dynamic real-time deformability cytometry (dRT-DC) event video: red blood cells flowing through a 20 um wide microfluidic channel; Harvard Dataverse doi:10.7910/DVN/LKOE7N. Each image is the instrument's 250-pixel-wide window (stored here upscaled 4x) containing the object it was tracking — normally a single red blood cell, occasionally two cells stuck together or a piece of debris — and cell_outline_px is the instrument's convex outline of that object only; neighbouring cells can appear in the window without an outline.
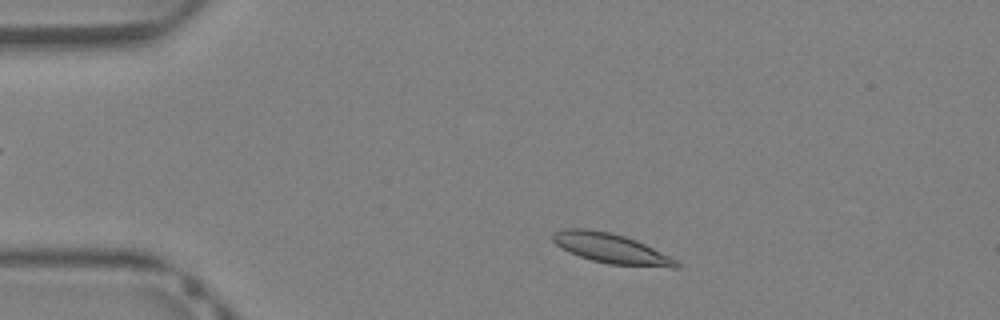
{"species": "Egyptian fruit bat (a non-hibernating species)", "species_latin": "Rousettus aegyptiacus", "temperature_condition": "warm", "stored_images_in_passage": 33, "camera_frame_rate_fps": 3000, "um_per_image_px": 0.085, "animal": {"sex": "female"}, "frame": {"image": 1, "passage_image": 4, "time_ms": 1.0, "image_size_px": [1000, 320], "cell_outline_px": [[680, 268], [672, 268], [608, 264], [592, 260], [568, 252], [556, 244], [552, 240], [552, 232], [564, 228], [588, 228], [608, 232], [624, 236], [636, 240], [676, 260], [680, 264]], "centroid_in_image_um": [51.9, 21.11], "position_along_channel_um": 33.1, "area_um2": 21.44}}
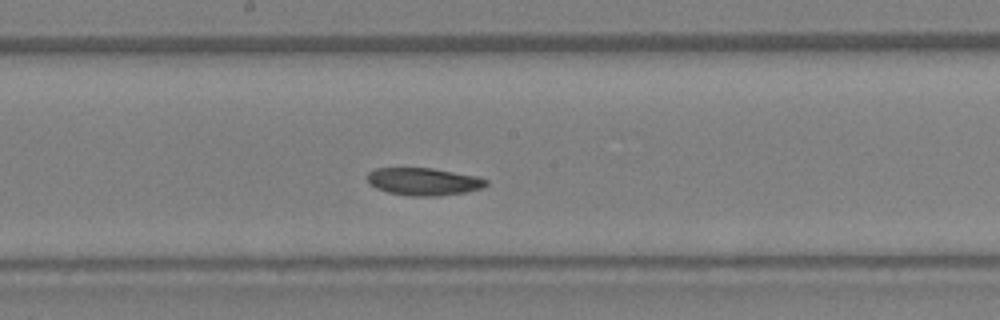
{"frame": {"image": 2, "passage_image": 18, "time_ms": 5.667, "image_size_px": [1000, 320], "cell_outline_px": [[488, 184], [480, 188], [464, 192], [440, 196], [408, 196], [388, 192], [376, 188], [368, 184], [368, 172], [376, 168], [432, 168], [480, 176], [488, 180]], "centroid_in_image_um": [36.01, 15.43], "position_along_channel_um": 212.2, "area_um2": 19.19}}
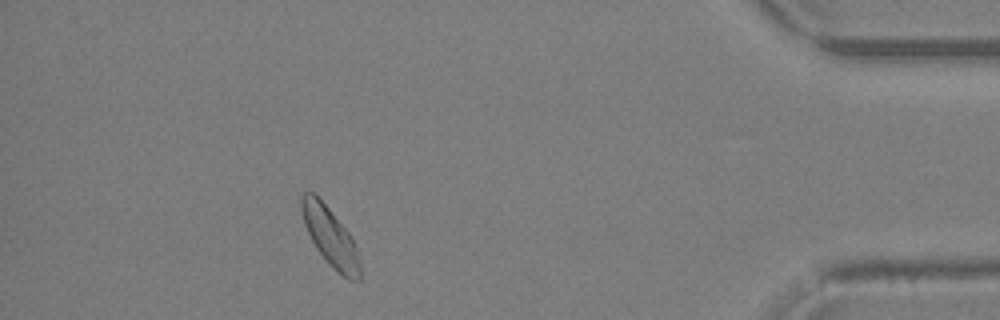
{"frame": {"image": 3, "passage_image": 33, "time_ms": 10.667, "image_size_px": [1000, 320], "cell_outline_px": [[360, 280], [348, 280], [332, 268], [316, 248], [304, 224], [300, 208], [300, 196], [304, 192], [312, 192], [328, 208], [348, 232], [356, 244], [360, 264]], "centroid_in_image_um": [28.07, 20.15], "position_along_channel_um": 407.1, "area_um2": 19.77}, "authors_computed_cell_mechanics": {"area_um2": 19.7676, "velocity_mm_per_s": 4.9434, "shape_relaxation_time_tau1_ms": 3.0262, "shape_relaxation_time_tau2_ms": null, "deformation_change_tau1": 0.112, "deformation_change_tau2": null}}